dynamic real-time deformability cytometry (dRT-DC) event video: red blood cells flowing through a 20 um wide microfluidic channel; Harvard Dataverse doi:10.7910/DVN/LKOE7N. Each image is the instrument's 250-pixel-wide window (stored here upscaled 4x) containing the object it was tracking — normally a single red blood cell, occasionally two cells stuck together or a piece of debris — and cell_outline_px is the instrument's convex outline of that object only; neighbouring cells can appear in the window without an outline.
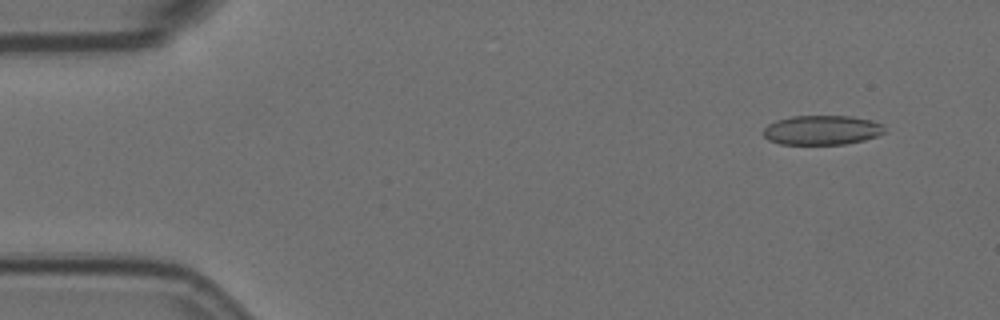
{"species": "Egyptian fruit bat (a non-hibernating species)", "species_latin": "Rousettus aegyptiacus", "temperature_condition": "room temperature", "stored_images_in_passage": 5, "camera_frame_rate_fps": 3000, "um_per_image_px": 0.085, "animal": {"sex": "female"}, "frame": {"image": 1, "passage_image": 2, "time_ms": 0.333, "image_size_px": [1000, 320], "cell_outline_px": [[884, 132], [876, 136], [864, 140], [844, 144], [780, 144], [768, 140], [764, 136], [764, 128], [768, 124], [776, 120], [792, 116], [852, 116], [872, 120], [884, 124]], "centroid_in_image_um": [69.87, 11.05], "position_along_channel_um": 15.1, "area_um2": 20.87}}
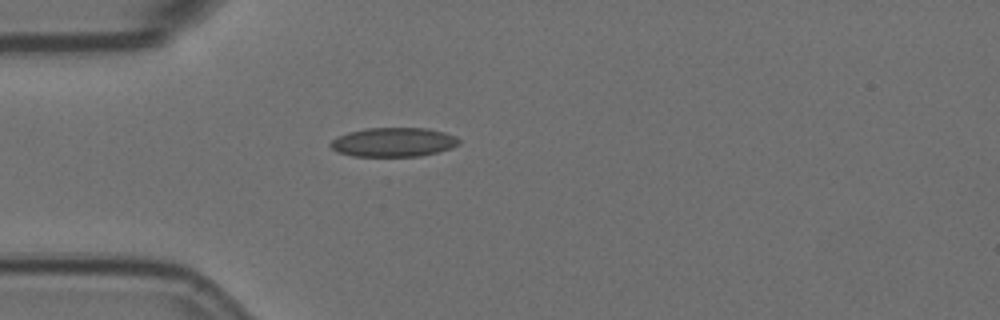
{"frame": {"image": 2, "passage_image": 5, "time_ms": 1.333, "image_size_px": [1000, 320], "cell_outline_px": [[460, 144], [452, 148], [420, 156], [352, 156], [336, 152], [328, 144], [336, 136], [348, 132], [364, 128], [428, 128], [444, 132], [456, 136], [460, 140]], "centroid_in_image_um": [33.43, 12.08], "position_along_channel_um": 51.6, "area_um2": 22.02}}